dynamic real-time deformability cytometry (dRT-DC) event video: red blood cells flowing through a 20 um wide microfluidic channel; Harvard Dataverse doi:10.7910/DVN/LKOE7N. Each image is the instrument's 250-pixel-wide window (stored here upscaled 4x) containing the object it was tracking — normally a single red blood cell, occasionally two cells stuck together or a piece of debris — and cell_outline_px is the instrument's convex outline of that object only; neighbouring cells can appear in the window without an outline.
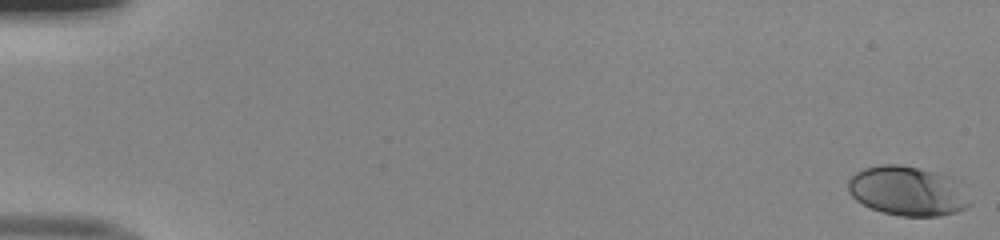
{"species": "human", "species_latin": "Homo sapiens", "temperature_condition": "room temperature", "stored_images_in_passage": 52, "camera_frame_rate_fps": 3000, "um_per_image_px": 0.085, "donor": {"sex": "male"}, "frame": {"image": 1, "passage_image": 1, "time_ms": 0.0, "image_size_px": [1000, 240], "cell_outline_px": [[972, 204], [956, 212], [940, 216], [900, 216], [884, 212], [872, 208], [856, 200], [848, 192], [848, 180], [856, 172], [864, 168], [880, 164], [896, 164], [916, 168], [932, 172], [944, 176]], "centroid_in_image_um": [77.0, 16.25], "position_along_channel_um": 8.0, "area_um2": 33.76}}
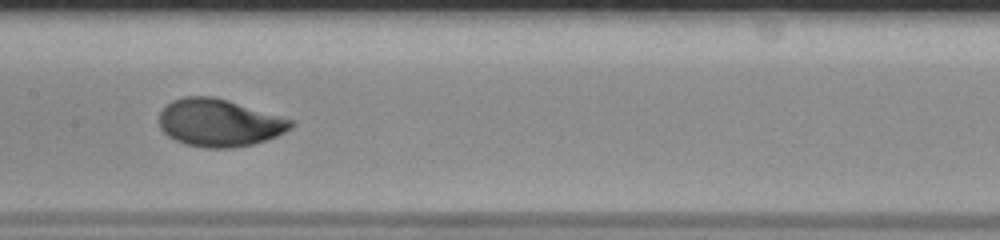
{"frame": {"image": 2, "passage_image": 28, "time_ms": 9.0, "image_size_px": [1000, 240], "cell_outline_px": [[296, 124], [292, 128], [276, 136], [252, 144], [232, 148], [204, 148], [184, 144], [168, 136], [160, 128], [160, 112], [172, 100], [184, 96], [212, 96], [228, 100], [296, 120]], "centroid_in_image_um": [18.66, 10.43], "position_along_channel_um": 188.7, "area_um2": 36.65}}
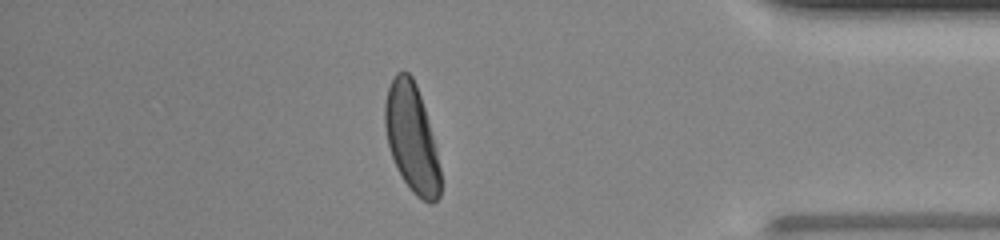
{"frame": {"image": 3, "passage_image": 46, "time_ms": 15.0, "image_size_px": [1000, 240], "cell_outline_px": [[440, 196], [432, 204], [428, 204], [416, 196], [412, 192], [396, 168], [388, 144], [384, 124], [384, 104], [388, 88], [396, 72], [408, 72], [412, 76], [416, 84], [428, 120], [436, 148], [440, 168]], "centroid_in_image_um": [34.99, 11.76], "position_along_channel_um": 400.2, "area_um2": 34.85}, "authors_computed_cell_mechanics": {"area_um2": 34.9979, "velocity_mm_per_s": 3.9984, "shape_relaxation_time_tau1_ms": 2.6243, "shape_relaxation_time_tau2_ms": null, "deformation_change_tau1": 0.1735, "deformation_change_tau2": null}}